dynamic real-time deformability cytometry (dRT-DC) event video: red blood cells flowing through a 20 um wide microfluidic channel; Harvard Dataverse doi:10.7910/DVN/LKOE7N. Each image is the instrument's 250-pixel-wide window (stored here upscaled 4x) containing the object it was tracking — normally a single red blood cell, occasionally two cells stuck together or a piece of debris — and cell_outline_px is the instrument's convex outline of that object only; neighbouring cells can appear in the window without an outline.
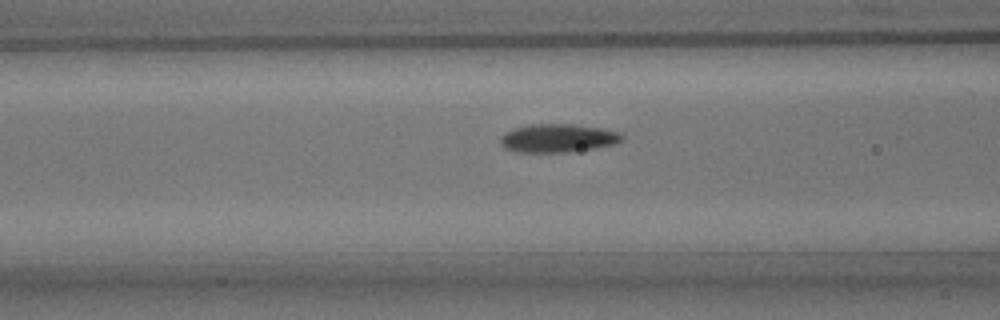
{"species": "common noctule bat (a hibernating species)", "species_latin": "Nyctalus noctula", "temperature_condition": "room temperature", "stored_images_in_passage": 37, "camera_frame_rate_fps": 3000, "um_per_image_px": 0.085, "animal": {"sex": "male", "body_mass_g": 15.6}, "frame": {"image": 1, "passage_image": 6, "time_ms": 1.667, "image_size_px": [1000, 320], "cell_outline_px": [[624, 140], [616, 144], [596, 148], [568, 152], [520, 152], [504, 148], [500, 144], [500, 136], [504, 132], [512, 128], [528, 124], [572, 124], [604, 128], [620, 132], [624, 136]], "centroid_in_image_um": [47.44, 11.73], "position_along_channel_um": 119.2, "area_um2": 20.52}}
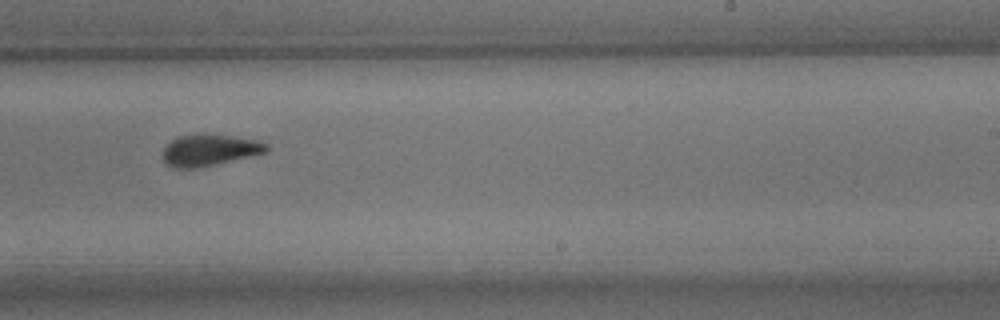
{"frame": {"image": 2, "passage_image": 18, "time_ms": 5.667, "image_size_px": [1000, 320], "cell_outline_px": [[268, 152], [252, 156], [196, 168], [172, 168], [164, 160], [164, 148], [172, 140], [180, 136], [204, 132], [256, 140], [268, 144]], "centroid_in_image_um": [17.83, 12.74], "position_along_channel_um": 271.2, "area_um2": 19.02}}
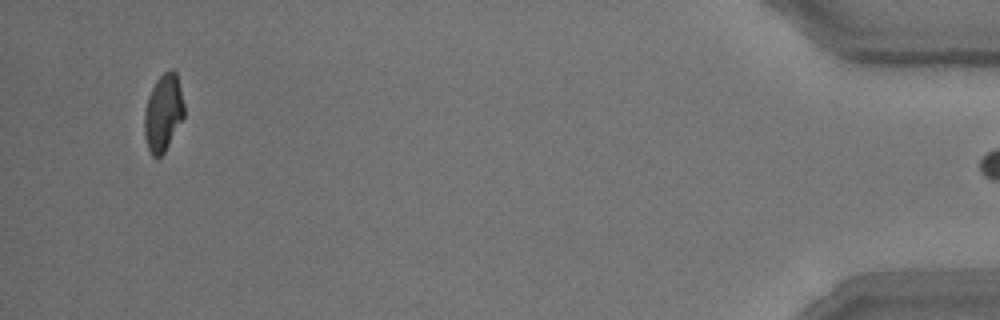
{"frame": {"image": 3, "passage_image": 36, "time_ms": 11.667, "image_size_px": [1000, 320], "cell_outline_px": [[184, 116], [164, 152], [160, 156], [152, 156], [148, 148], [144, 132], [144, 112], [148, 96], [156, 80], [164, 72], [172, 68], [176, 72], [184, 104]], "centroid_in_image_um": [13.87, 9.56], "position_along_channel_um": 421.3, "area_um2": 17.63}}